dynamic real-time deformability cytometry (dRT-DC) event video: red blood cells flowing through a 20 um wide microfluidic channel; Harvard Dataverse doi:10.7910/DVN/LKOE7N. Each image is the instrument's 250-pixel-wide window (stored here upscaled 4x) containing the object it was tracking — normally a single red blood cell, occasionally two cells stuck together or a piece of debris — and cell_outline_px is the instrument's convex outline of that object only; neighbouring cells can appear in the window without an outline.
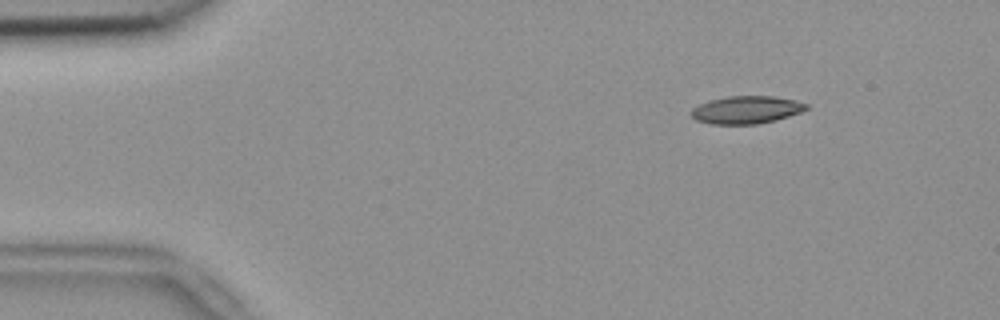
{"species": "common noctule bat (a hibernating species)", "species_latin": "Nyctalus noctula", "temperature_condition": "room temperature", "stored_images_in_passage": 52, "camera_frame_rate_fps": 3000, "um_per_image_px": 0.085, "animal": {"sex": "female", "body_mass_g": 18.4}, "frame": {"image": 1, "passage_image": 5, "time_ms": 1.333, "image_size_px": [1000, 320], "cell_outline_px": [[808, 108], [800, 112], [776, 120], [756, 124], [712, 124], [696, 120], [688, 112], [692, 108], [700, 104], [712, 100], [728, 96], [772, 96], [796, 100], [808, 104]], "centroid_in_image_um": [63.43, 9.33], "position_along_channel_um": 21.6, "area_um2": 18.5}}
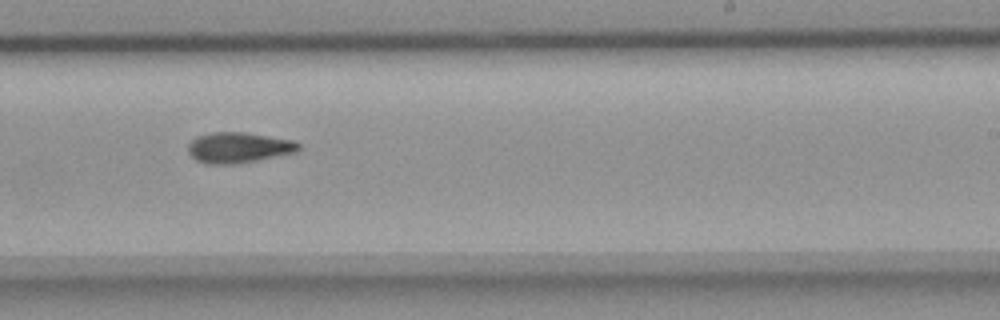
{"frame": {"image": 2, "passage_image": 31, "time_ms": 10.0, "image_size_px": [1000, 320], "cell_outline_px": [[300, 148], [296, 152], [256, 160], [232, 164], [208, 164], [196, 160], [188, 152], [188, 144], [192, 140], [200, 136], [212, 132], [244, 132], [292, 140], [300, 144]], "centroid_in_image_um": [20.27, 12.54], "position_along_channel_um": 268.7, "area_um2": 19.42}}
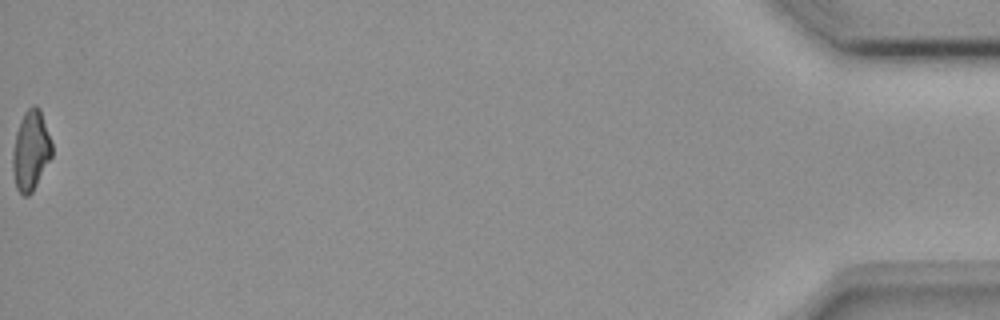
{"frame": {"image": 3, "passage_image": 52, "time_ms": 17.0, "image_size_px": [1000, 320], "cell_outline_px": [[52, 156], [32, 192], [28, 196], [24, 196], [16, 188], [12, 168], [12, 152], [16, 132], [20, 120], [24, 112], [32, 104], [36, 104], [40, 108], [52, 144]], "centroid_in_image_um": [2.61, 12.77], "position_along_channel_um": 432.6, "area_um2": 18.32}, "authors_computed_cell_mechanics": {"area_um2": 19.0451, "velocity_mm_per_s": 3.7864, "shape_relaxation_time_tau1_ms": 8.5607, "shape_relaxation_time_tau2_ms": null, "deformation_change_tau1": 0.1932, "deformation_change_tau2": null}}